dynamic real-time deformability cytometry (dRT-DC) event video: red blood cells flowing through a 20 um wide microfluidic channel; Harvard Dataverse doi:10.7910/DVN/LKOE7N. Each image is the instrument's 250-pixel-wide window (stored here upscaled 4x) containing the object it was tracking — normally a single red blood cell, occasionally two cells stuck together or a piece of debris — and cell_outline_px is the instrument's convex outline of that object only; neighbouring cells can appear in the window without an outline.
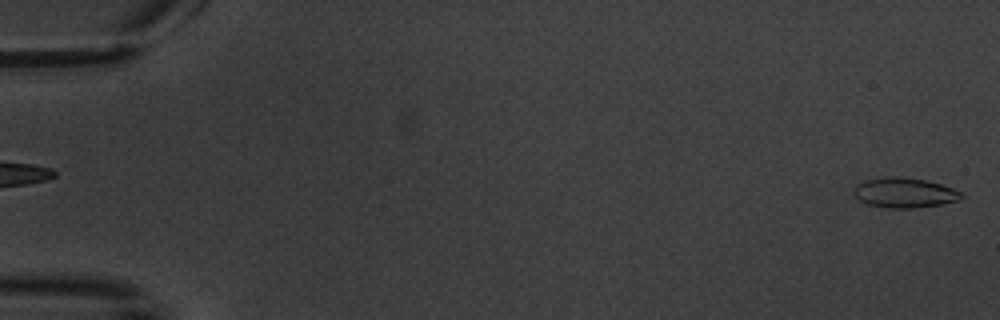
{"species": "common noctule bat (a hibernating species)", "species_latin": "Nyctalus noctula", "temperature_condition": "warm", "stored_images_in_passage": 7, "segment_of_instrument_passage": [2, 2], "camera_frame_rate_fps": 3000, "um_per_image_px": 0.085, "animal": {"sex": "male", "body_mass_g": 20.1, "forearm_length_mm": 53.5}, "frame": {"image": 1, "passage_image": 7, "time_ms": 8.0, "image_size_px": [1000, 320], "cell_outline_px": [[964, 196], [956, 200], [940, 204], [912, 208], [884, 208], [868, 204], [860, 200], [852, 192], [856, 184], [864, 180], [892, 176], [924, 180], [940, 184], [964, 192]], "centroid_in_image_um": [76.85, 16.38], "position_along_channel_um": 8.2, "area_um2": 18.61}}